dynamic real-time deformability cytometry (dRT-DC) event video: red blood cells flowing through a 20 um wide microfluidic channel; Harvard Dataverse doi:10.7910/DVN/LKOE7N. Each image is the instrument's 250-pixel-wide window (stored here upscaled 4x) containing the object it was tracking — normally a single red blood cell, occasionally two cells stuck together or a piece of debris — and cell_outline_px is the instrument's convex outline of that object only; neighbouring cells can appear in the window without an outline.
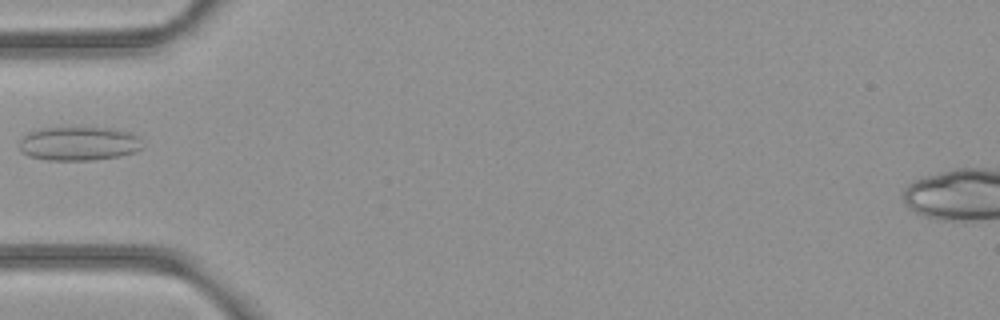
{"species": "common noctule bat (a hibernating species)", "species_latin": "Nyctalus noctula", "temperature_condition": "room temperature", "stored_images_in_passage": 3, "camera_frame_rate_fps": 3000, "um_per_image_px": 0.085, "animal": {"sex": "female", "body_mass_g": 21.9}, "frame": {"image": 1, "passage_image": 2, "time_ms": 0.333, "image_size_px": [1000, 320], "cell_outline_px": [[144, 148], [136, 152], [120, 156], [92, 160], [48, 160], [28, 156], [20, 152], [20, 140], [28, 132], [44, 128], [112, 128], [132, 132], [140, 140]], "centroid_in_image_um": [6.72, 12.21], "position_along_channel_um": 78.3, "area_um2": 24.45}}